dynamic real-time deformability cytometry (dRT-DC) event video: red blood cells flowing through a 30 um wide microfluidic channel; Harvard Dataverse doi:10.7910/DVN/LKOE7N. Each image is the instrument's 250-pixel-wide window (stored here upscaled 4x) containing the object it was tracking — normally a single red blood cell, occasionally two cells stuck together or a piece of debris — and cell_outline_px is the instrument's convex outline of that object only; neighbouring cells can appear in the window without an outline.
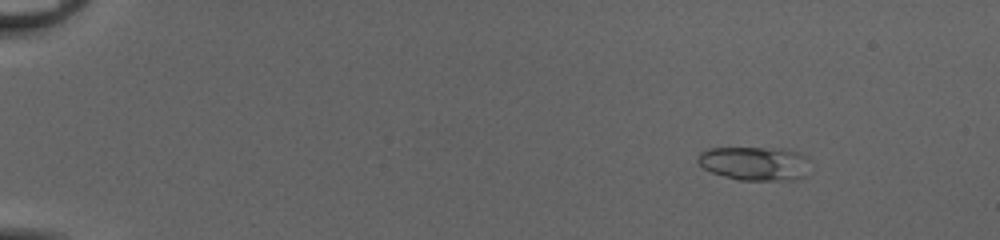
{"species": "common noctule bat (a hibernating species)", "species_latin": "Nyctalus noctula", "temperature_condition": "cold", "stored_images_in_passage": 26, "camera_frame_rate_fps": 3000, "um_per_image_px": 0.085, "animal": {"sex": "female", "body_mass_g": 20.0, "forearm_length_mm": 54.0}, "frame": {"image": 1, "passage_image": 8, "time_ms": 2.333, "image_size_px": [1000, 240], "cell_outline_px": [[808, 176], [800, 180], [736, 180], [712, 172], [704, 168], [696, 160], [696, 156], [700, 152], [708, 148], [788, 148], [800, 152], [808, 156]], "centroid_in_image_um": [64.22, 13.89], "position_along_channel_um": 20.8, "area_um2": 22.77}}
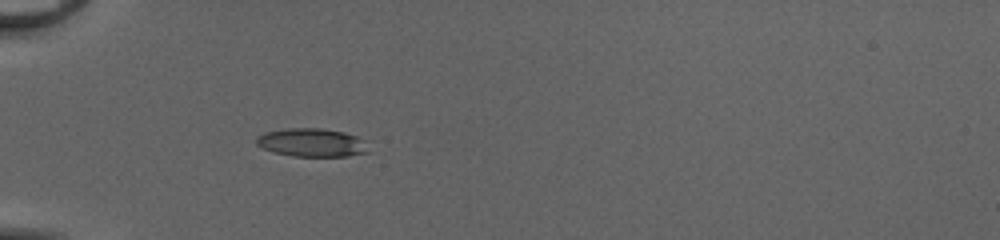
{"frame": {"image": 2, "passage_image": 19, "time_ms": 6.0, "image_size_px": [1000, 240], "cell_outline_px": [[368, 152], [348, 156], [292, 156], [272, 152], [256, 144], [256, 136], [264, 132], [288, 128], [320, 128], [344, 132], [356, 136], [364, 140]], "centroid_in_image_um": [26.47, 12.11], "position_along_channel_um": 58.5, "area_um2": 18.5}}
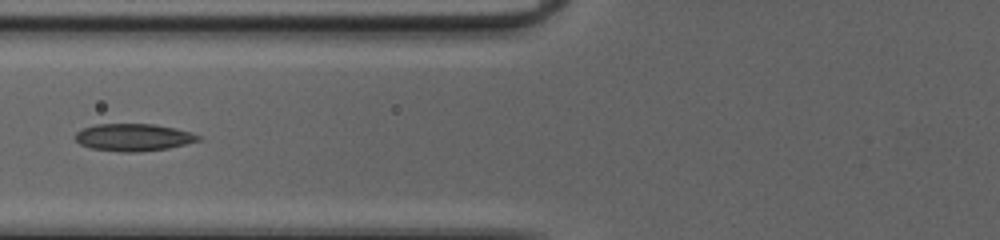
{"frame": {"image": 3, "passage_image": 24, "time_ms": 7.667, "image_size_px": [1000, 240], "cell_outline_px": [[200, 140], [168, 148], [136, 152], [120, 152], [92, 148], [80, 144], [72, 136], [80, 128], [96, 124], [152, 124], [176, 128], [192, 132], [200, 136]], "centroid_in_image_um": [11.29, 11.66], "position_along_channel_um": 114.5, "area_um2": 19.65}}